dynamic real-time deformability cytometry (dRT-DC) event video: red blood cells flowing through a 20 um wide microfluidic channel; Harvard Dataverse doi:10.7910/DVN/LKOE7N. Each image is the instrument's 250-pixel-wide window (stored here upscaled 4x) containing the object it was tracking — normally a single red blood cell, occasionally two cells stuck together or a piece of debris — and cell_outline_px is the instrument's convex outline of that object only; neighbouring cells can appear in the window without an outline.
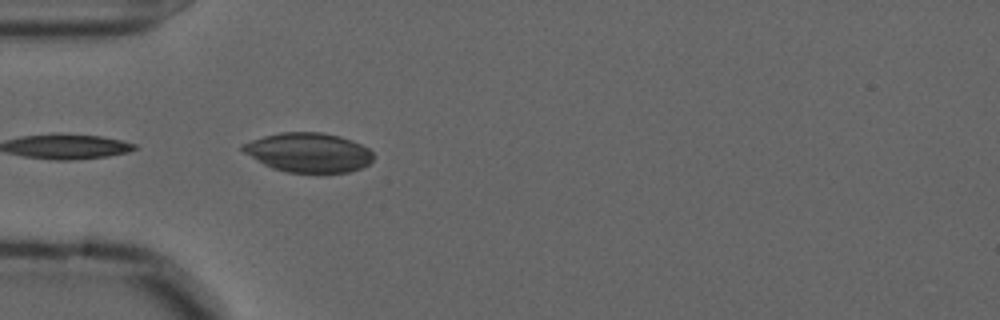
{"species": "common noctule bat (a hibernating species)", "species_latin": "Nyctalus noctula", "temperature_condition": "cold", "stored_images_in_passage": 12, "camera_frame_rate_fps": 3000, "um_per_image_px": 0.085, "animal": {"sex": "male", "forearm_length_mm": 52.5}, "frame": {"image": 1, "passage_image": 1, "time_ms": 0.0, "image_size_px": [1000, 320], "cell_outline_px": [[372, 160], [368, 164], [360, 168], [348, 172], [288, 172], [272, 168], [264, 164], [244, 152], [240, 148], [244, 144], [252, 140], [264, 136], [280, 132], [320, 132], [340, 136], [352, 140], [368, 148], [372, 152]], "centroid_in_image_um": [26.23, 12.95], "position_along_channel_um": 58.8, "area_um2": 29.65}}
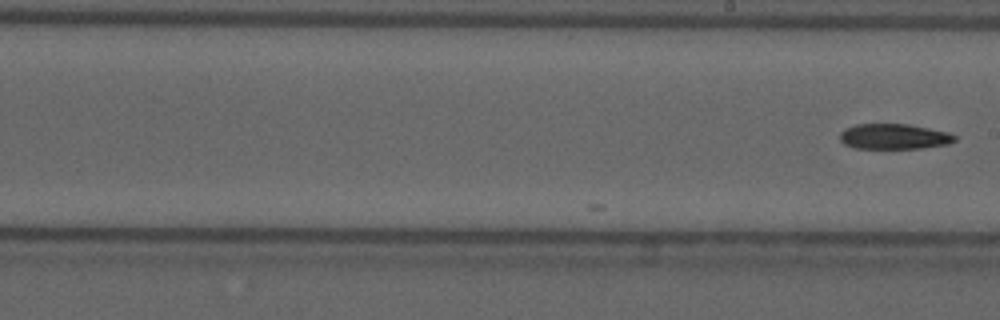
{"frame": {"image": 2, "passage_image": 12, "time_ms": 3.667, "image_size_px": [1000, 320], "cell_outline_px": [[956, 140], [948, 144], [920, 148], [856, 148], [844, 144], [840, 140], [840, 132], [844, 128], [856, 124], [908, 124], [948, 132], [956, 136]], "centroid_in_image_um": [75.97, 11.6], "position_along_channel_um": 213.0, "area_um2": 16.94}}